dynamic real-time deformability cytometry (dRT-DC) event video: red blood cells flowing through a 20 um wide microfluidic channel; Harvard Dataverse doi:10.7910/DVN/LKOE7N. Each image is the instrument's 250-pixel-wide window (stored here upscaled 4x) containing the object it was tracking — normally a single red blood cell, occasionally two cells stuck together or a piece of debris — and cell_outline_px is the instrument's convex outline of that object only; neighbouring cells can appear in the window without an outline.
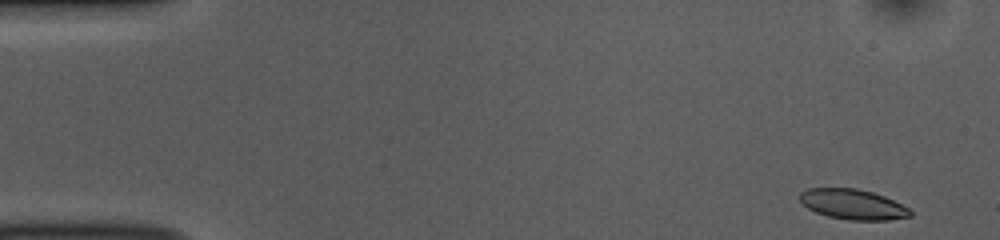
{"species": "common noctule bat (a hibernating species)", "species_latin": "Nyctalus noctula", "temperature_condition": "room temperature", "stored_images_in_passage": 51, "camera_frame_rate_fps": 3000, "um_per_image_px": 0.085, "animal": {"sex": "female", "body_mass_g": 10.0, "forearm_length_mm": 53.1}, "frame": {"image": 1, "passage_image": 1, "time_ms": 0.0, "image_size_px": [1000, 240], "cell_outline_px": [[912, 216], [888, 220], [848, 220], [828, 216], [816, 212], [808, 208], [800, 200], [800, 192], [808, 188], [856, 188], [872, 192], [884, 196], [908, 208], [912, 212]], "centroid_in_image_um": [72.49, 17.37], "position_along_channel_um": 12.5, "area_um2": 19.31}}
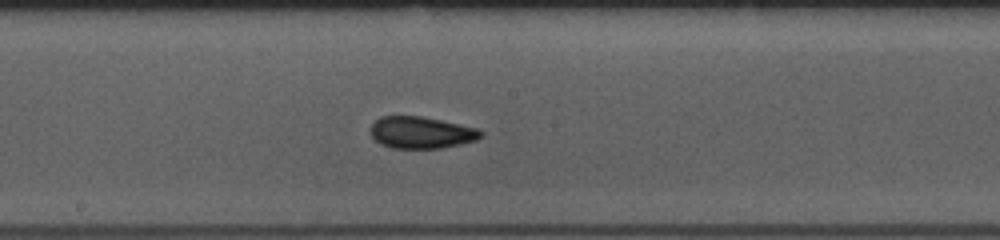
{"frame": {"image": 2, "passage_image": 26, "time_ms": 8.333, "image_size_px": [1000, 240], "cell_outline_px": [[484, 136], [476, 140], [460, 144], [440, 148], [392, 148], [380, 144], [372, 136], [372, 124], [380, 116], [424, 116], [480, 128], [484, 132]], "centroid_in_image_um": [35.87, 11.25], "position_along_channel_um": 212.3, "area_um2": 20.63}}
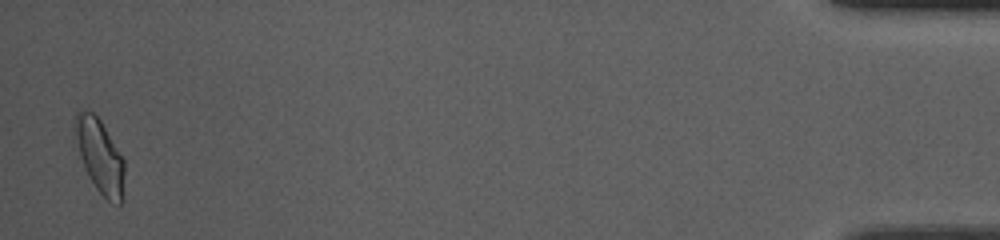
{"frame": {"image": 3, "passage_image": 50, "time_ms": 16.333, "image_size_px": [1000, 240], "cell_outline_px": [[124, 200], [120, 204], [116, 204], [108, 200], [96, 188], [84, 168], [80, 156], [72, 128], [72, 120], [76, 112], [92, 112], [100, 120], [124, 160]], "centroid_in_image_um": [8.47, 13.27], "position_along_channel_um": 426.7, "area_um2": 21.27}, "authors_computed_cell_mechanics": {"area_um2": 20.23, "velocity_mm_per_s": 3.7752, "shape_relaxation_time_tau1_ms": 3.5023, "shape_relaxation_time_tau2_ms": 1.7771, "deformation_change_tau1": 0.1012, "deformation_change_tau2": 0.0631}}